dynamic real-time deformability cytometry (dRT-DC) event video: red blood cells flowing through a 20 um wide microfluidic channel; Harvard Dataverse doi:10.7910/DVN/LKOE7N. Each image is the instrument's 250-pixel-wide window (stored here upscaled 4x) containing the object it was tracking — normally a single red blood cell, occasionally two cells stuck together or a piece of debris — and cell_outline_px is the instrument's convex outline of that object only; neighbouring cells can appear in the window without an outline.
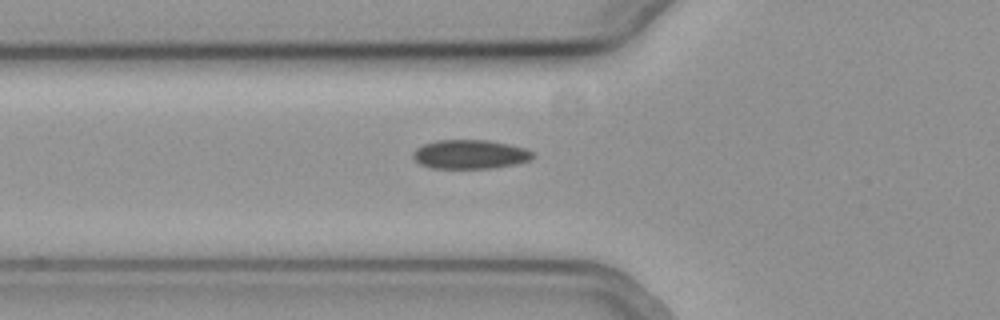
{"species": "common noctule bat (a hibernating species)", "species_latin": "Nyctalus noctula", "temperature_condition": "cold", "stored_images_in_passage": 35, "camera_frame_rate_fps": 3000, "um_per_image_px": 0.085, "animal": {"sex": "female", "body_mass_g": 19.3, "forearm_length_mm": 54.1}, "frame": {"image": 1, "passage_image": 5, "time_ms": 1.333, "image_size_px": [1000, 320], "cell_outline_px": [[536, 156], [532, 160], [516, 164], [492, 168], [432, 168], [420, 164], [412, 156], [412, 152], [416, 148], [424, 144], [436, 140], [488, 140], [508, 144], [524, 148], [532, 152]], "centroid_in_image_um": [39.97, 13.12], "position_along_channel_um": 85.8, "area_um2": 20.35}}
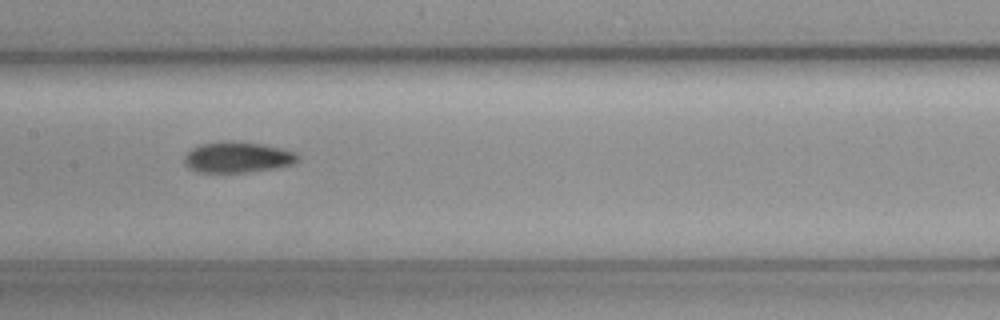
{"frame": {"image": 2, "passage_image": 13, "time_ms": 4.0, "image_size_px": [1000, 320], "cell_outline_px": [[300, 160], [292, 164], [272, 168], [244, 172], [200, 172], [188, 168], [184, 164], [184, 156], [192, 148], [200, 144], [224, 140], [240, 140], [264, 144], [284, 148], [296, 152], [300, 156]], "centroid_in_image_um": [20.2, 13.33], "position_along_channel_um": 187.2, "area_um2": 20.75}}
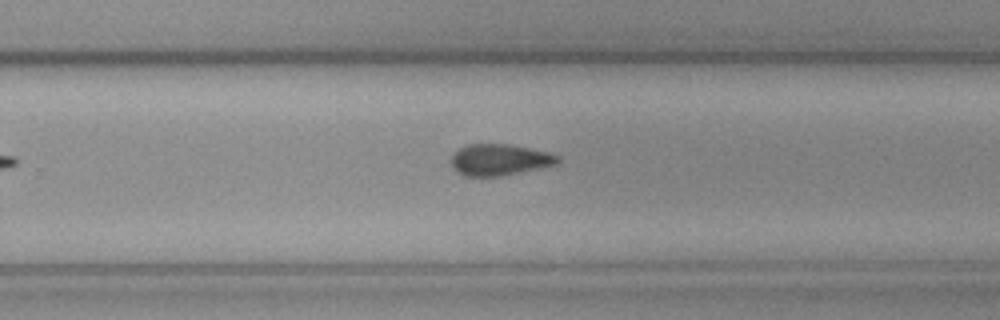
{"frame": {"image": 3, "passage_image": 21, "time_ms": 6.667, "image_size_px": [1000, 320], "cell_outline_px": [[560, 160], [556, 164], [540, 168], [500, 176], [464, 176], [456, 172], [452, 168], [452, 156], [460, 148], [468, 144], [508, 144], [548, 152], [560, 156]], "centroid_in_image_um": [42.46, 13.58], "position_along_channel_um": 287.3, "area_um2": 19.36}, "authors_computed_cell_mechanics": {"area_um2": 19.5942, "velocity_mm_per_s": 3.7676, "shape_relaxation_time_tau1_ms": 4.164, "shape_relaxation_time_tau2_ms": null, "deformation_change_tau1": 0.0789, "deformation_change_tau2": null}}